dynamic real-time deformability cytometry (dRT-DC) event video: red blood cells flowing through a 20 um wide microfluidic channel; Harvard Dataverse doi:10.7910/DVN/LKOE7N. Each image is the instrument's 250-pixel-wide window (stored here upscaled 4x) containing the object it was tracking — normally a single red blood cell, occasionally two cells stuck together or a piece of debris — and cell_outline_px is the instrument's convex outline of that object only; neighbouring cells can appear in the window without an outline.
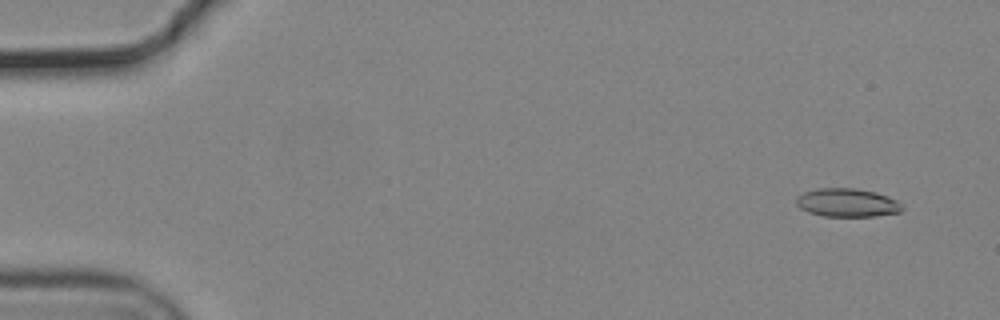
{"species": "common noctule bat (a hibernating species)", "species_latin": "Nyctalus noctula", "temperature_condition": "cold", "stored_images_in_passage": 56, "camera_frame_rate_fps": 3000, "um_per_image_px": 0.085, "animal": {"sex": "male", "body_mass_g": 19.2, "forearm_length_mm": 51.8}, "frame": {"image": 1, "passage_image": 4, "time_ms": 1.0, "image_size_px": [1000, 320], "cell_outline_px": [[904, 208], [900, 212], [876, 216], [824, 216], [808, 212], [800, 208], [796, 204], [796, 200], [804, 192], [816, 188], [852, 188], [876, 192], [888, 196], [896, 200]], "centroid_in_image_um": [72.02, 17.23], "position_along_channel_um": 13.0, "area_um2": 17.46}}
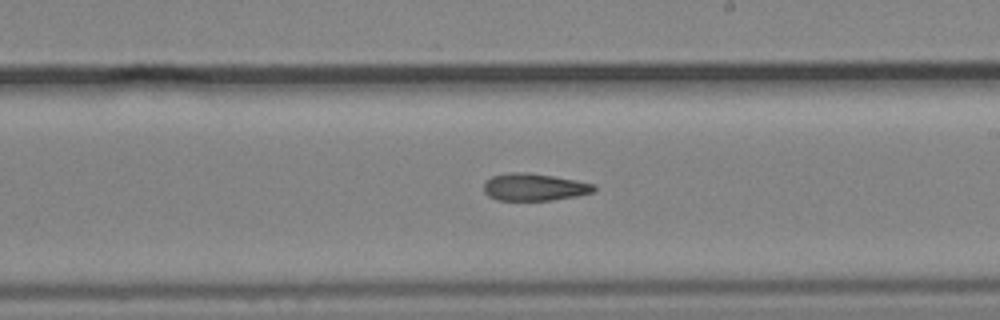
{"frame": {"image": 2, "passage_image": 33, "time_ms": 10.667, "image_size_px": [1000, 320], "cell_outline_px": [[596, 188], [592, 192], [576, 196], [552, 200], [496, 200], [488, 196], [484, 192], [484, 184], [492, 176], [508, 172], [528, 172], [552, 176], [596, 184]], "centroid_in_image_um": [45.39, 15.9], "position_along_channel_um": 243.6, "area_um2": 17.46}}
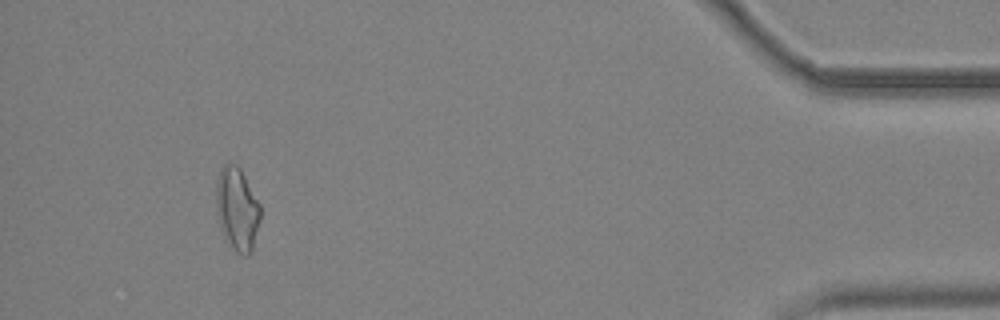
{"frame": {"image": 3, "passage_image": 52, "time_ms": 17.0, "image_size_px": [1000, 320], "cell_outline_px": [[260, 220], [252, 252], [248, 256], [244, 256], [236, 252], [224, 240], [220, 228], [216, 212], [216, 184], [220, 168], [224, 164], [236, 164], [240, 168], [260, 204]], "centroid_in_image_um": [20.14, 17.81], "position_along_channel_um": 415.1, "area_um2": 21.73}, "authors_computed_cell_mechanics": {"area_um2": 18.0914, "velocity_mm_per_s": 3.7251, "shape_relaxation_time_tau1_ms": null, "shape_relaxation_time_tau2_ms": 8.261, "deformation_change_tau1": null, "deformation_change_tau2": 0.1882}}